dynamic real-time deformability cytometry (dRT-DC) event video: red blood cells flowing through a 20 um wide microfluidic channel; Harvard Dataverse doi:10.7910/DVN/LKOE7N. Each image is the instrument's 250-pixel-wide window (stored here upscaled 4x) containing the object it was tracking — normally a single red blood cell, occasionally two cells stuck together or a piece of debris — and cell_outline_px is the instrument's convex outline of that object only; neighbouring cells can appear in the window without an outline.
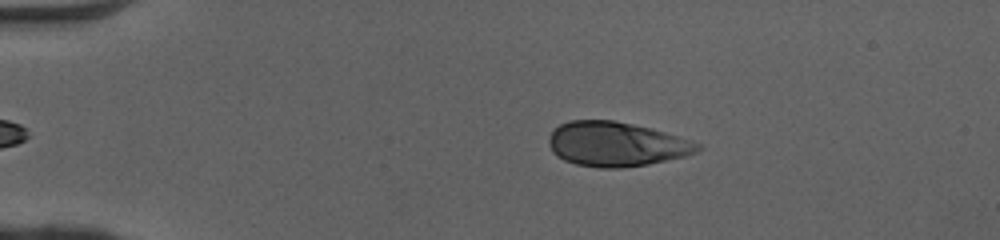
{"species": "human", "species_latin": "Homo sapiens", "temperature_condition": "cold", "stored_images_in_passage": 44, "camera_frame_rate_fps": 3000, "um_per_image_px": 0.085, "donor": {"sex": "female"}, "frame": {"image": 1, "passage_image": 4, "time_ms": 1.0, "image_size_px": [1000, 240], "cell_outline_px": [[704, 148], [696, 152], [684, 156], [648, 164], [620, 168], [600, 168], [576, 164], [564, 160], [556, 156], [552, 152], [548, 144], [548, 140], [552, 132], [560, 124], [568, 120], [612, 120], [652, 128], [692, 140], [704, 144]], "centroid_in_image_um": [52.4, 12.25], "position_along_channel_um": 32.6, "area_um2": 38.78}}
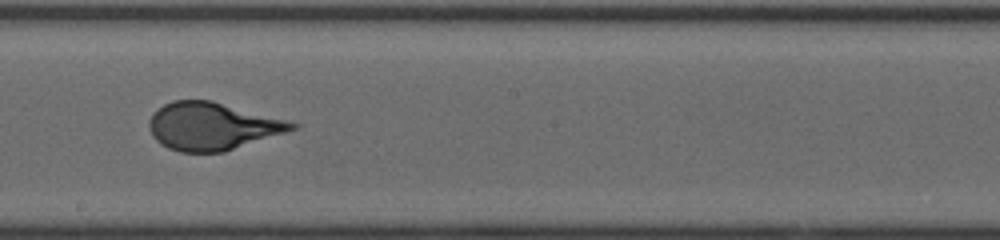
{"frame": {"image": 2, "passage_image": 23, "time_ms": 7.333, "image_size_px": [1000, 240], "cell_outline_px": [[300, 124], [296, 128], [224, 152], [180, 152], [168, 148], [160, 144], [152, 136], [148, 128], [148, 120], [152, 112], [164, 104], [172, 100], [212, 100]], "centroid_in_image_um": [17.95, 10.72], "position_along_channel_um": 230.2, "area_um2": 39.42}}
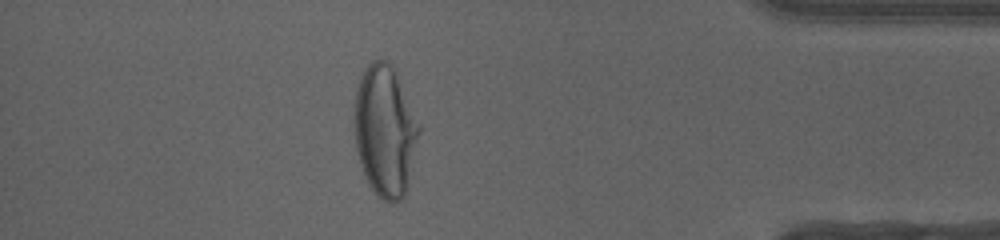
{"frame": {"image": 3, "passage_image": 38, "time_ms": 12.333, "image_size_px": [1000, 240], "cell_outline_px": [[420, 132], [408, 184], [404, 196], [396, 204], [392, 204], [376, 196], [368, 184], [360, 164], [356, 148], [356, 92], [360, 76], [364, 68], [372, 60], [388, 60], [392, 64], [396, 72], [420, 124]], "centroid_in_image_um": [32.75, 11.14], "position_along_channel_um": 402.5, "area_um2": 49.42}, "authors_computed_cell_mechanics": {"area_um2": 39.4774, "velocity_mm_per_s": 4.1031, "shape_relaxation_time_tau1_ms": 5.0628, "shape_relaxation_time_tau2_ms": null, "deformation_change_tau1": 0.231, "deformation_change_tau2": null}}